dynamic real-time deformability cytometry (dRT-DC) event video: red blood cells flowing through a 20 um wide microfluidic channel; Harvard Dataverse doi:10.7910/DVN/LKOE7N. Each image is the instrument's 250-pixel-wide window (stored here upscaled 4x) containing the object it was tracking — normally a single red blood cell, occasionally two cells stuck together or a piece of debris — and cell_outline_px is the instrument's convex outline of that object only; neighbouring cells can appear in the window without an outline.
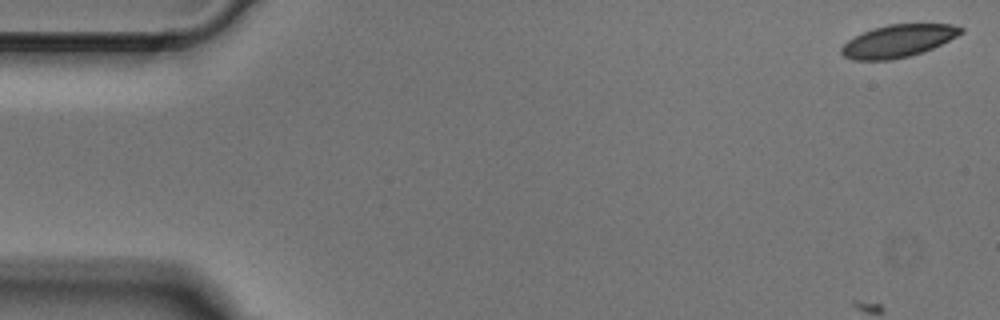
{"species": "Egyptian fruit bat (a non-hibernating species)", "species_latin": "Rousettus aegyptiacus", "temperature_condition": "cold", "stored_images_in_passage": 50, "camera_frame_rate_fps": 3000, "um_per_image_px": 0.085, "animal": {"sex": "male"}, "frame": {"image": 1, "passage_image": 1, "time_ms": 0.0, "image_size_px": [1000, 320], "cell_outline_px": [[964, 32], [924, 52], [892, 60], [852, 60], [844, 56], [840, 52], [840, 48], [848, 40], [872, 28], [888, 24], [952, 24], [964, 28]], "centroid_in_image_um": [76.33, 3.48], "position_along_channel_um": 8.7, "area_um2": 22.54}}
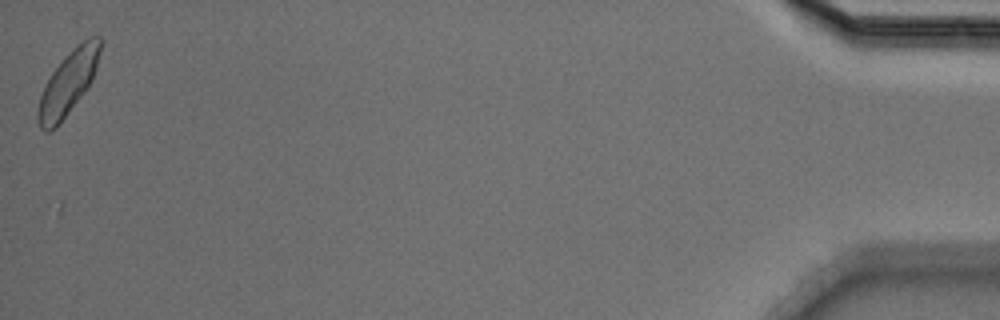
{"frame": {"image": 2, "passage_image": 50, "time_ms": 16.333, "image_size_px": [1000, 320], "cell_outline_px": [[104, 40], [96, 68], [92, 80], [84, 92], [64, 116], [48, 132], [44, 132], [40, 128], [36, 120], [36, 112], [40, 96], [52, 72], [88, 36], [100, 36]], "centroid_in_image_um": [5.81, 7.04], "position_along_channel_um": 429.4, "area_um2": 22.2}}